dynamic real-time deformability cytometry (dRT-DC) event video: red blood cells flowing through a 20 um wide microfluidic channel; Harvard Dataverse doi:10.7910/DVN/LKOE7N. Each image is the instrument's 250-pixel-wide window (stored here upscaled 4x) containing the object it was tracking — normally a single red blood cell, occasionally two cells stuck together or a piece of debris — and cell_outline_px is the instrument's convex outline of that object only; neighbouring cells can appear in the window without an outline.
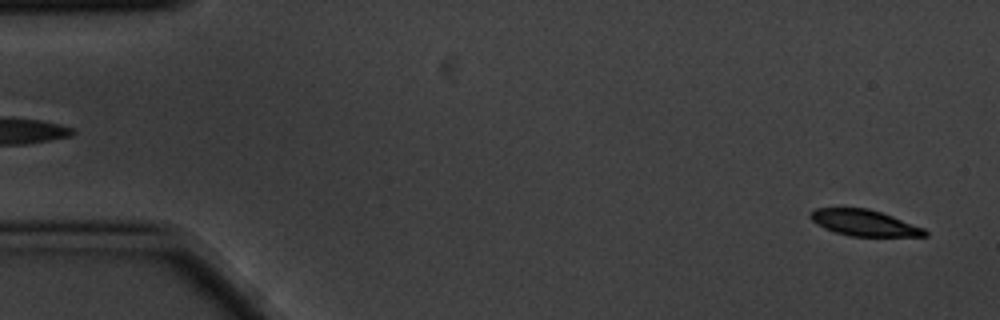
{"species": "common noctule bat (a hibernating species)", "species_latin": "Nyctalus noctula", "temperature_condition": "cold", "stored_images_in_passage": 5, "camera_frame_rate_fps": 3000, "um_per_image_px": 0.085, "animal": {"sex": "male", "body_mass_g": 20.1, "forearm_length_mm": 53.5}, "frame": {"image": 1, "passage_image": 1, "time_ms": 0.0, "image_size_px": [1000, 320], "cell_outline_px": [[928, 236], [848, 236], [824, 228], [816, 224], [808, 216], [816, 208], [868, 208], [892, 216], [924, 228], [928, 232]], "centroid_in_image_um": [73.45, 18.94], "position_along_channel_um": 11.5, "area_um2": 17.28}}
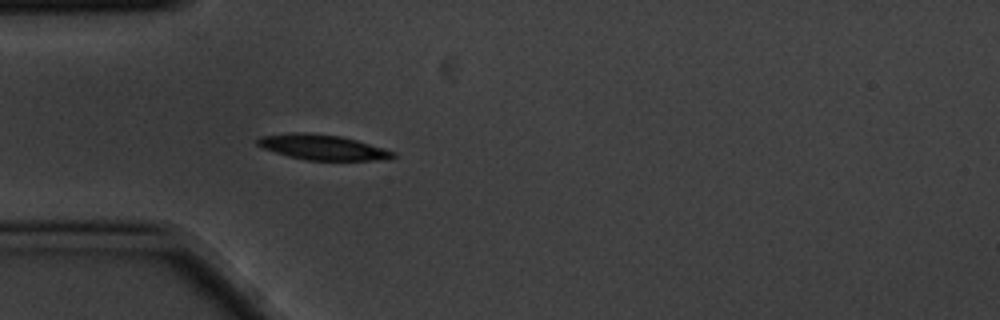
{"frame": {"image": 2, "passage_image": 5, "time_ms": 1.333, "image_size_px": [1000, 320], "cell_outline_px": [[396, 156], [388, 160], [304, 160], [288, 156], [264, 148], [256, 144], [256, 140], [260, 136], [292, 132], [304, 132], [340, 136], [356, 140], [384, 148], [396, 152]], "centroid_in_image_um": [27.43, 12.52], "position_along_channel_um": 57.6, "area_um2": 19.94}}